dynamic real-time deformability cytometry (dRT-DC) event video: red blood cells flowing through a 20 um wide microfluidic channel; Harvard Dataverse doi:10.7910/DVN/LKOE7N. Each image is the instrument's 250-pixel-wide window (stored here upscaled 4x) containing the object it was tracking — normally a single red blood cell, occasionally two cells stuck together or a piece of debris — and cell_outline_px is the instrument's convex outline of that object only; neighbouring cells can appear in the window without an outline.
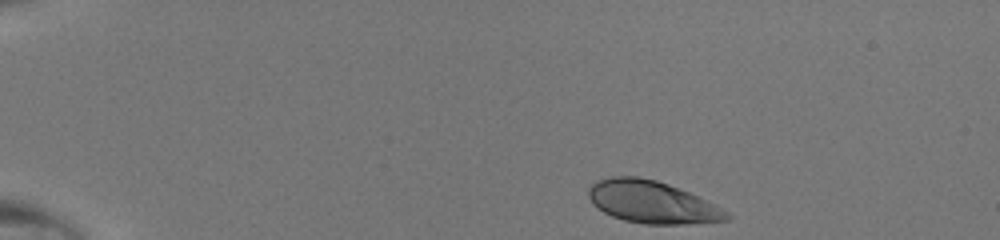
{"species": "human", "species_latin": "Homo sapiens", "temperature_condition": "room temperature", "stored_images_in_passage": 40, "camera_frame_rate_fps": 3000, "um_per_image_px": 0.085, "donor": {"sex": "male"}, "frame": {"image": 1, "passage_image": 1, "time_ms": 0.0, "image_size_px": [1000, 240], "cell_outline_px": [[732, 220], [684, 224], [644, 224], [624, 220], [612, 216], [604, 212], [592, 204], [588, 196], [588, 188], [596, 180], [612, 176], [636, 176], [656, 180], [668, 184], [688, 192], [728, 212], [732, 216]], "centroid_in_image_um": [55.38, 17.18], "position_along_channel_um": 29.6, "area_um2": 33.93}}
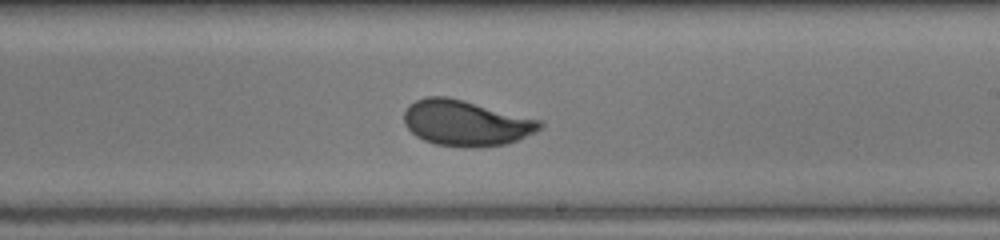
{"frame": {"image": 2, "passage_image": 23, "time_ms": 7.333, "image_size_px": [1000, 240], "cell_outline_px": [[544, 124], [536, 132], [516, 140], [504, 144], [476, 148], [464, 148], [436, 144], [424, 140], [416, 136], [404, 124], [404, 112], [408, 104], [416, 100], [428, 96], [448, 96], [544, 120]], "centroid_in_image_um": [39.61, 10.45], "position_along_channel_um": 249.4, "area_um2": 36.53}}
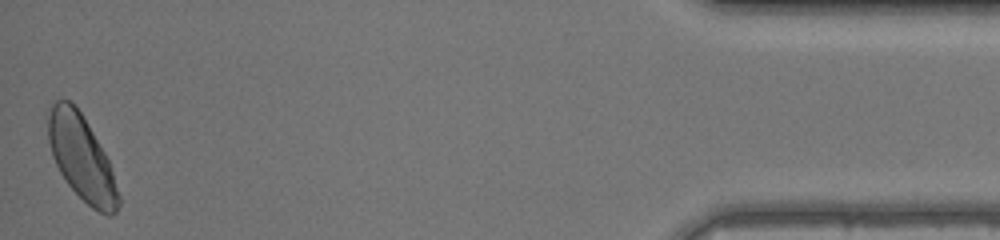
{"frame": {"image": 3, "passage_image": 40, "time_ms": 13.0, "image_size_px": [1000, 240], "cell_outline_px": [[120, 204], [116, 212], [112, 216], [108, 216], [92, 208], [68, 184], [60, 172], [52, 156], [48, 140], [48, 116], [52, 104], [56, 100], [68, 100], [80, 112], [104, 152], [108, 160], [120, 196]], "centroid_in_image_um": [6.94, 13.45], "position_along_channel_um": 428.3, "area_um2": 34.16}}